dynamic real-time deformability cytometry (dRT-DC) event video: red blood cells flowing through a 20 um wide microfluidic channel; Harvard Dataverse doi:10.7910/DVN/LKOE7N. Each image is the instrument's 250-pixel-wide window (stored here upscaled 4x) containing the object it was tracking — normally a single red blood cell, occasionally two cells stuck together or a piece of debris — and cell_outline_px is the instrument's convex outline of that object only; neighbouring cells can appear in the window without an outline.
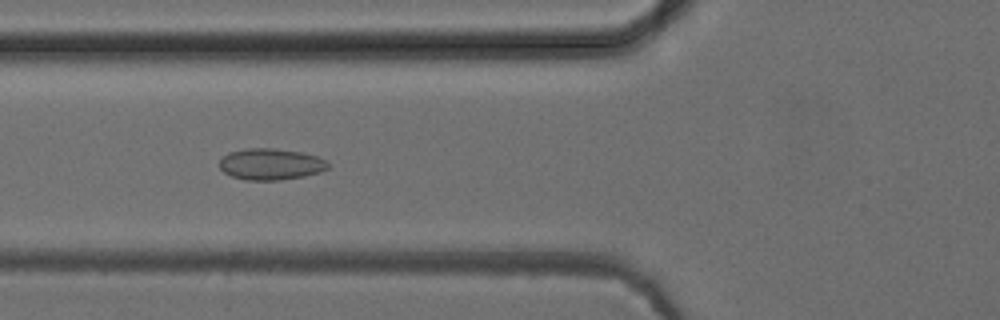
{"species": "common noctule bat (a hibernating species)", "species_latin": "Nyctalus noctula", "temperature_condition": "cold", "stored_images_in_passage": 37, "camera_frame_rate_fps": 3000, "um_per_image_px": 0.085, "animal": {"sex": "female", "body_mass_g": 24.6, "forearm_length_mm": 56.2}, "frame": {"image": 1, "passage_image": 5, "time_ms": 1.333, "image_size_px": [1000, 320], "cell_outline_px": [[328, 168], [320, 172], [304, 176], [280, 180], [244, 180], [232, 176], [224, 172], [220, 168], [220, 160], [228, 152], [244, 148], [272, 148], [300, 152], [316, 156], [324, 160], [328, 164]], "centroid_in_image_um": [22.98, 13.95], "position_along_channel_um": 102.8, "area_um2": 19.77}}
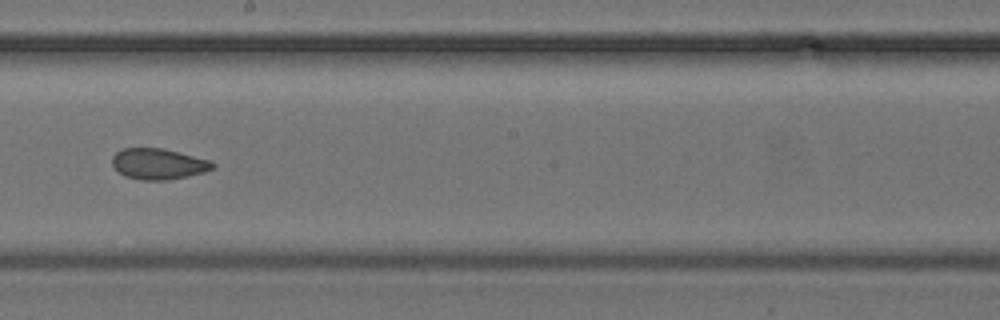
{"frame": {"image": 2, "passage_image": 15, "time_ms": 4.667, "image_size_px": [1000, 320], "cell_outline_px": [[216, 164], [212, 168], [204, 172], [188, 176], [168, 180], [140, 180], [124, 176], [112, 164], [112, 156], [120, 148], [164, 148], [212, 160]], "centroid_in_image_um": [13.47, 13.92], "position_along_channel_um": 234.7, "area_um2": 18.26}}
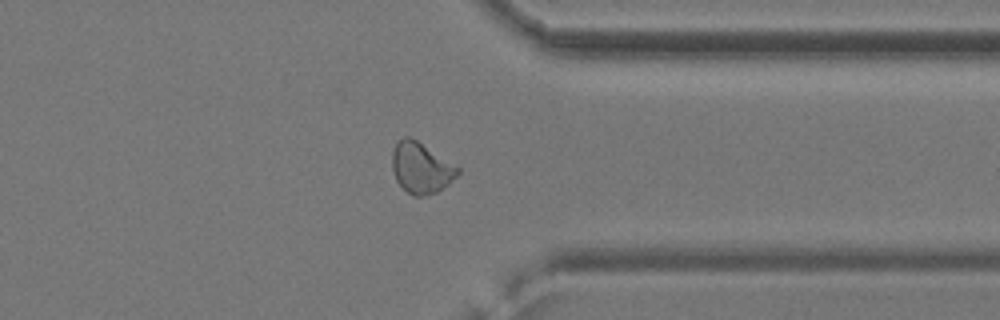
{"frame": {"image": 3, "passage_image": 26, "time_ms": 8.333, "image_size_px": [1000, 320], "cell_outline_px": [[460, 172], [448, 184], [436, 192], [424, 196], [412, 196], [396, 180], [392, 168], [392, 152], [396, 144], [404, 136], [412, 136], [460, 168]], "centroid_in_image_um": [35.79, 14.25], "position_along_channel_um": 375.6, "area_um2": 19.36}, "authors_computed_cell_mechanics": {"area_um2": 19.0162, "velocity_mm_per_s": 3.9424, "shape_relaxation_time_tau1_ms": null, "shape_relaxation_time_tau2_ms": 1.3348, "deformation_change_tau1": null, "deformation_change_tau2": 0.0622}}